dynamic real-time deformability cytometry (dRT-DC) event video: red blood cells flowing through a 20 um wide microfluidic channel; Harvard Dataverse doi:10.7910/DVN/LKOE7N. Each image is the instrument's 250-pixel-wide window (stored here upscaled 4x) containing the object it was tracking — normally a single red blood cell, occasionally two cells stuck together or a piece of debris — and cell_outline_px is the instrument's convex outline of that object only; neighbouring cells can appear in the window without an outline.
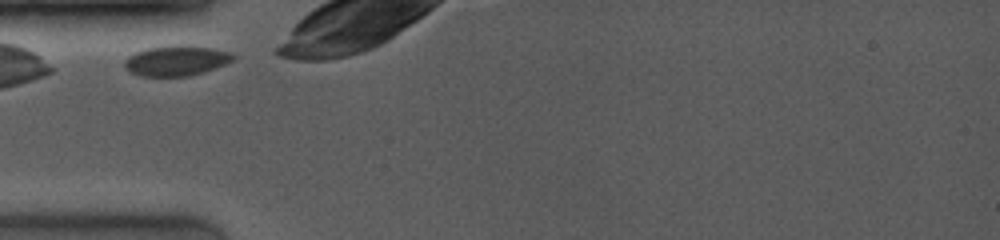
{"species": "common noctule bat (a hibernating species)", "species_latin": "Nyctalus noctula", "temperature_condition": "room temperature", "stored_images_in_passage": 11, "camera_frame_rate_fps": 4000, "um_per_image_px": 0.085, "animal": {"sex": "female", "body_mass_g": 19.0, "forearm_length_mm": 53.3}, "frame": {"image": 1, "passage_image": 1, "time_ms": 0.0, "image_size_px": [1000, 240], "cell_outline_px": [[236, 56], [232, 60], [224, 64], [204, 72], [188, 76], [144, 76], [132, 72], [124, 64], [128, 56], [136, 52], [148, 48], [172, 44], [180, 44], [212, 48], [228, 52]], "centroid_in_image_um": [15.0, 5.14], "position_along_channel_um": 70.0, "area_um2": 18.9}}